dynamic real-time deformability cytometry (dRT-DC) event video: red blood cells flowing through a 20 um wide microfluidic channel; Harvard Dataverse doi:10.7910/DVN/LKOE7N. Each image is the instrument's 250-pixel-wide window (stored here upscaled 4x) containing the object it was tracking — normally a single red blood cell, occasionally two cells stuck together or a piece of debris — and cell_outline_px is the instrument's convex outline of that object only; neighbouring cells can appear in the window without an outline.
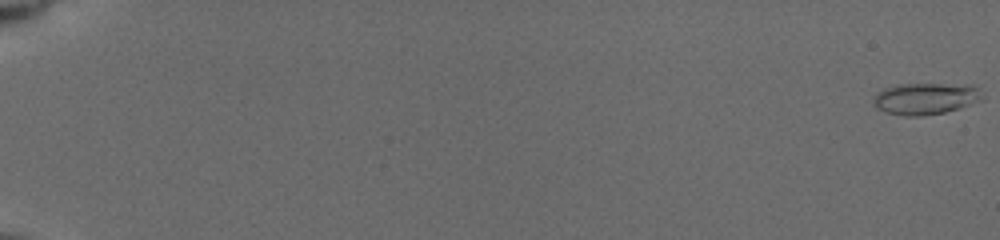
{"species": "common noctule bat (a hibernating species)", "species_latin": "Nyctalus noctula", "temperature_condition": "cold", "stored_images_in_passage": 65, "camera_frame_rate_fps": 3000, "um_per_image_px": 0.085, "animal": {"sex": "female", "body_mass_g": 19.5, "forearm_length_mm": 54.1}, "frame": {"image": 1, "passage_image": 1, "time_ms": 0.0, "image_size_px": [1000, 240], "cell_outline_px": [[984, 100], [960, 108], [944, 112], [920, 116], [904, 116], [884, 112], [872, 104], [872, 96], [876, 92], [884, 88], [900, 84], [972, 84], [976, 88]], "centroid_in_image_um": [78.63, 8.38], "position_along_channel_um": 6.4, "area_um2": 20.29}}
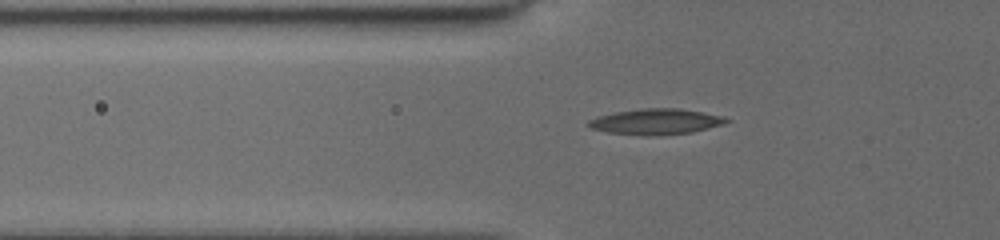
{"frame": {"image": 2, "passage_image": 43, "time_ms": 7.0, "image_size_px": [1000, 240], "cell_outline_px": [[732, 120], [724, 124], [692, 132], [648, 136], [608, 132], [592, 128], [584, 124], [588, 120], [600, 116], [616, 112], [640, 108], [680, 108], [724, 116]], "centroid_in_image_um": [55.77, 10.33], "position_along_channel_um": 70.0, "area_um2": 20.63}}
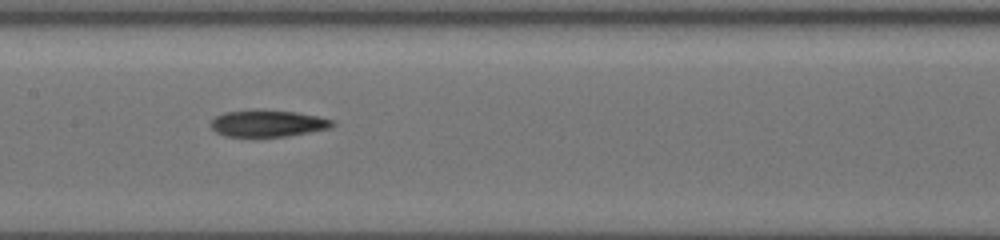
{"frame": {"image": 3, "passage_image": 64, "time_ms": 10.0, "image_size_px": [1000, 240], "cell_outline_px": [[336, 124], [332, 128], [288, 136], [224, 136], [216, 132], [208, 124], [216, 116], [224, 112], [256, 108], [260, 108], [296, 112], [320, 116], [336, 120]], "centroid_in_image_um": [22.8, 10.46], "position_along_channel_um": 184.6, "area_um2": 19.54}}